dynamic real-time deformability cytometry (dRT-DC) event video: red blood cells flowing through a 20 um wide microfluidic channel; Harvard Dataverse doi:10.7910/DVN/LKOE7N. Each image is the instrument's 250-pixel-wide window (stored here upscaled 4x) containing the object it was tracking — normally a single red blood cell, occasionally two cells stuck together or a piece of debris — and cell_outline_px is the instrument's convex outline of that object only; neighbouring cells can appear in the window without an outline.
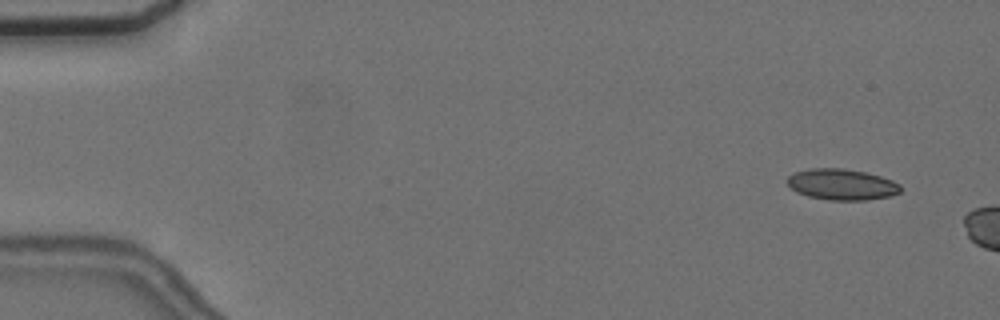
{"species": "common noctule bat (a hibernating species)", "species_latin": "Nyctalus noctula", "temperature_condition": "cold", "stored_images_in_passage": 8, "camera_frame_rate_fps": 3000, "um_per_image_px": 0.085, "animal": {"sex": "female", "body_mass_g": 24.6, "forearm_length_mm": 56.2}, "frame": {"image": 1, "passage_image": 3, "time_ms": 0.667, "image_size_px": [1000, 320], "cell_outline_px": [[900, 192], [888, 196], [868, 200], [828, 200], [808, 196], [796, 192], [788, 184], [788, 176], [796, 172], [808, 168], [844, 168], [864, 172], [880, 176], [892, 180], [900, 184]], "centroid_in_image_um": [71.54, 15.67], "position_along_channel_um": 13.5, "area_um2": 20.4}}